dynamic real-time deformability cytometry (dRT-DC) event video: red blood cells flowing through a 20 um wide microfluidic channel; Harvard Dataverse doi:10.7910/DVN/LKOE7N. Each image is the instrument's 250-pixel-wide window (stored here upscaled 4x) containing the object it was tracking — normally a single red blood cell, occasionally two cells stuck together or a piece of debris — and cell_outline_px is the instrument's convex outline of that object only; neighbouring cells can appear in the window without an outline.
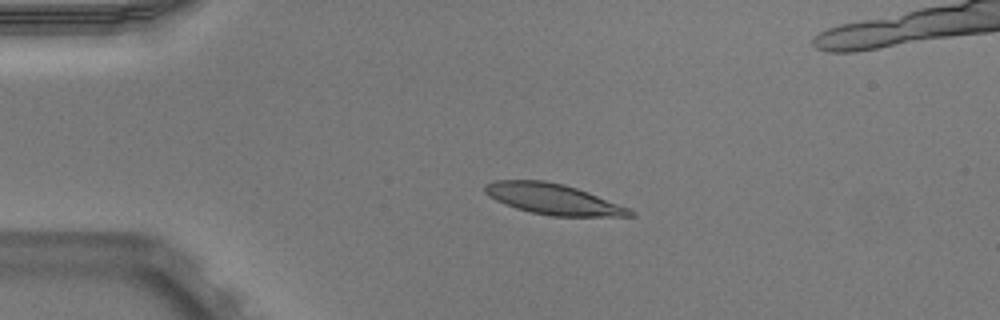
{"species": "Egyptian fruit bat (a non-hibernating species)", "species_latin": "Rousettus aegyptiacus", "temperature_condition": "warm", "stored_images_in_passage": 42, "camera_frame_rate_fps": 3000, "um_per_image_px": 0.085, "animal": {"sex": "male"}, "frame": {"image": 1, "passage_image": 1, "time_ms": 0.0, "image_size_px": [1000, 320], "cell_outline_px": [[636, 216], [552, 216], [532, 212], [516, 208], [504, 204], [488, 196], [484, 192], [484, 184], [496, 180], [544, 180], [564, 184], [588, 192], [632, 208], [636, 212]], "centroid_in_image_um": [47.05, 16.92], "position_along_channel_um": 38.0, "area_um2": 26.13}}
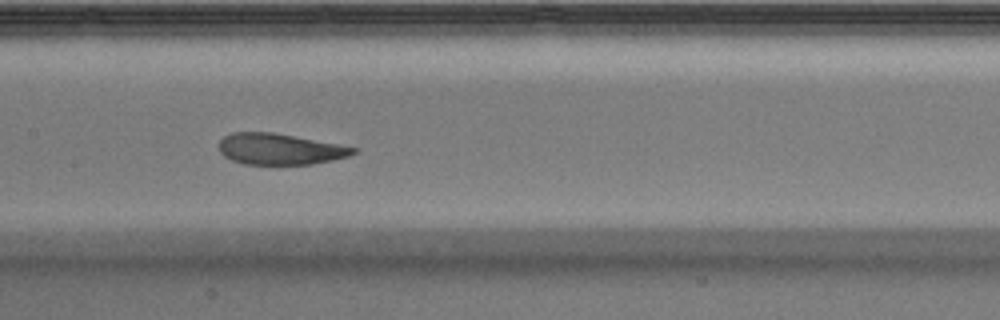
{"frame": {"image": 2, "passage_image": 15, "time_ms": 4.667, "image_size_px": [1000, 320], "cell_outline_px": [[360, 152], [348, 156], [332, 160], [312, 164], [244, 164], [232, 160], [224, 156], [220, 152], [220, 140], [224, 136], [232, 132], [272, 132], [360, 148]], "centroid_in_image_um": [23.82, 12.67], "position_along_channel_um": 183.6, "area_um2": 24.33}}
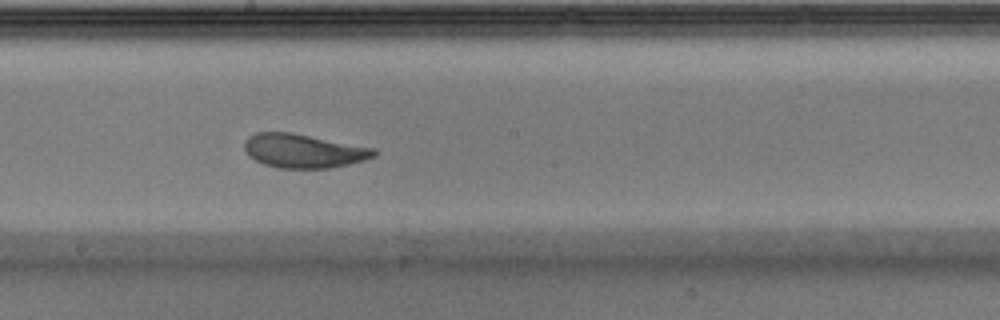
{"frame": {"image": 3, "passage_image": 18, "time_ms": 5.667, "image_size_px": [1000, 320], "cell_outline_px": [[380, 152], [376, 156], [364, 160], [348, 164], [328, 168], [276, 168], [264, 164], [248, 156], [244, 148], [244, 140], [248, 136], [256, 132], [288, 132], [376, 148]], "centroid_in_image_um": [25.8, 12.83], "position_along_channel_um": 222.4, "area_um2": 25.66}}